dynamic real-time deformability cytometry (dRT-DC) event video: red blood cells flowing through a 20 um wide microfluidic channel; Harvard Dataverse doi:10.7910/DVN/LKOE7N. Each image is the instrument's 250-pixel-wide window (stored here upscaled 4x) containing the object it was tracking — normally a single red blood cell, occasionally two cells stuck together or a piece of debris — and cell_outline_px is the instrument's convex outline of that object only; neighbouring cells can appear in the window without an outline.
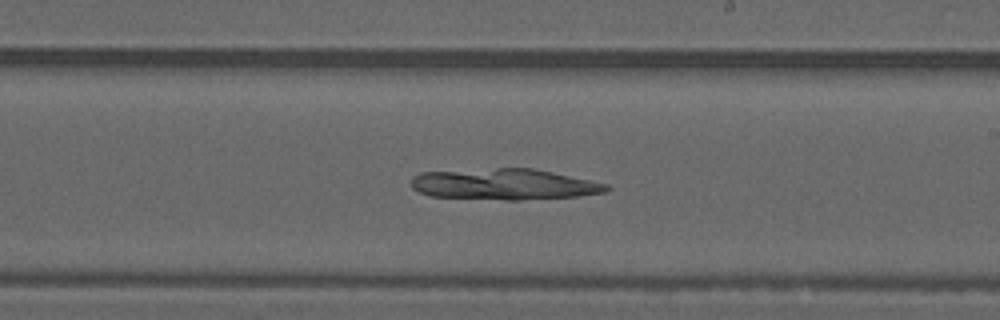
{"species": "common noctule bat (a hibernating species)", "species_latin": "Nyctalus noctula", "temperature_condition": "warm", "stored_images_in_passage": 36, "camera_frame_rate_fps": 3000, "um_per_image_px": 0.085, "animal": {"sex": "male", "forearm_length_mm": 52.5}, "frame": {"image": 1, "passage_image": 31, "time_ms": 10.0, "image_size_px": [1000, 320], "cell_outline_px": [[612, 188], [608, 192], [580, 196], [520, 200], [504, 200], [428, 196], [412, 188], [412, 176], [420, 172], [496, 168], [532, 168], [552, 172], [608, 184]], "centroid_in_image_um": [42.87, 15.67], "position_along_channel_um": 246.1, "area_um2": 35.55}}